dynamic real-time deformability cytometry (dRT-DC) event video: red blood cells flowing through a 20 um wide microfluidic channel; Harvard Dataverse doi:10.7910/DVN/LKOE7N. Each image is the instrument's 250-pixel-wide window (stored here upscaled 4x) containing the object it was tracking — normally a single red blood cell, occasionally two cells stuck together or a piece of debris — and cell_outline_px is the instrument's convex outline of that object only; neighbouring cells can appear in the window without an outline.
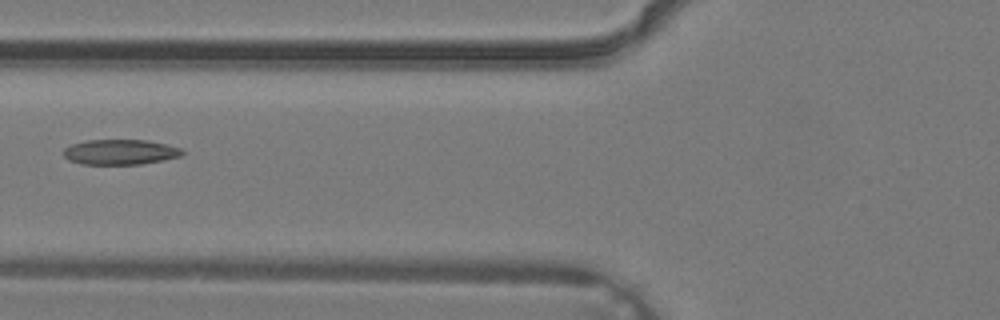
{"species": "common noctule bat (a hibernating species)", "species_latin": "Nyctalus noctula", "temperature_condition": "warm", "stored_images_in_passage": 4, "camera_frame_rate_fps": 3000, "um_per_image_px": 0.085, "animal": {"sex": "male", "body_mass_g": 19.2, "forearm_length_mm": 51.8}, "frame": {"image": 1, "passage_image": 4, "time_ms": 1.0, "image_size_px": [1000, 320], "cell_outline_px": [[184, 152], [180, 156], [164, 160], [140, 164], [80, 164], [68, 160], [64, 156], [64, 148], [72, 144], [88, 140], [148, 140], [180, 148]], "centroid_in_image_um": [10.19, 12.92], "position_along_channel_um": 115.6, "area_um2": 17.34}}